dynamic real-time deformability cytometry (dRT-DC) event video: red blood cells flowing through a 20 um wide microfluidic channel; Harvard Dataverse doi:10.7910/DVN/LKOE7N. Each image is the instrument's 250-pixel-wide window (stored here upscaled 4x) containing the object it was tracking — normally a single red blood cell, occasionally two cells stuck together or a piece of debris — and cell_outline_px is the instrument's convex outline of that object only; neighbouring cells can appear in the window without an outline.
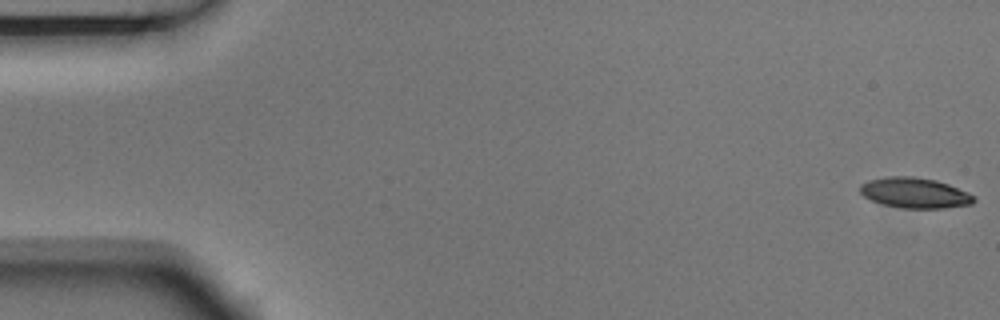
{"species": "Egyptian fruit bat (a non-hibernating species)", "species_latin": "Rousettus aegyptiacus", "temperature_condition": "room temperature", "stored_images_in_passage": 4, "segment_of_instrument_passage": [2, 2], "camera_frame_rate_fps": 3000, "um_per_image_px": 0.085, "animal": {"sex": "male"}, "frame": {"image": 1, "passage_image": 4, "time_ms": 1.0, "image_size_px": [1000, 320], "cell_outline_px": [[976, 200], [972, 204], [944, 208], [900, 208], [884, 204], [872, 200], [864, 196], [860, 192], [860, 184], [868, 180], [888, 176], [912, 176], [936, 180], [948, 184], [968, 192], [976, 196]], "centroid_in_image_um": [77.77, 16.39], "position_along_channel_um": 7.2, "area_um2": 20.23}}